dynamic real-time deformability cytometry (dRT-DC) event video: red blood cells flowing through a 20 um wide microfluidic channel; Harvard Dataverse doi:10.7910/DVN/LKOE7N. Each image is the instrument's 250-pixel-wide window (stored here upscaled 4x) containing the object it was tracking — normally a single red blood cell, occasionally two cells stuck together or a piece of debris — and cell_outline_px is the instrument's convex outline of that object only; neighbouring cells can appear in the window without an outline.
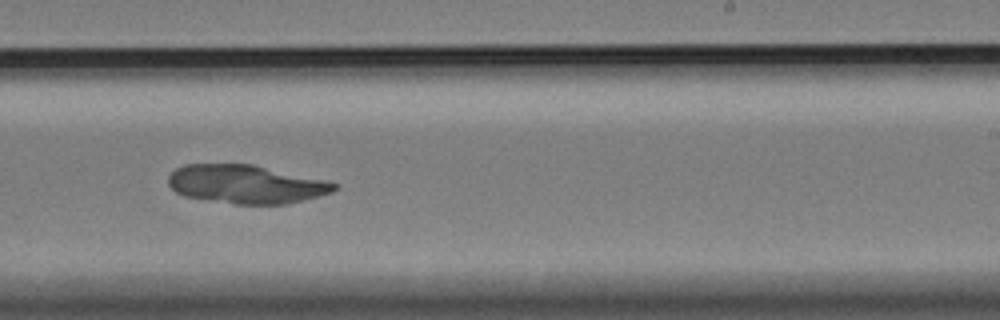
{"species": "Egyptian fruit bat (a non-hibernating species)", "species_latin": "Rousettus aegyptiacus", "temperature_condition": "cold", "stored_images_in_passage": 46, "camera_frame_rate_fps": 3000, "um_per_image_px": 0.085, "animal": {"sex": "female"}, "frame": {"image": 1, "passage_image": 24, "time_ms": 7.667, "image_size_px": [1000, 320], "cell_outline_px": [[336, 188], [332, 192], [288, 204], [236, 204], [184, 196], [176, 192], [168, 184], [168, 176], [176, 168], [184, 164], [252, 164], [320, 180], [336, 184]], "centroid_in_image_um": [20.82, 15.66], "position_along_channel_um": 268.2, "area_um2": 36.65}}